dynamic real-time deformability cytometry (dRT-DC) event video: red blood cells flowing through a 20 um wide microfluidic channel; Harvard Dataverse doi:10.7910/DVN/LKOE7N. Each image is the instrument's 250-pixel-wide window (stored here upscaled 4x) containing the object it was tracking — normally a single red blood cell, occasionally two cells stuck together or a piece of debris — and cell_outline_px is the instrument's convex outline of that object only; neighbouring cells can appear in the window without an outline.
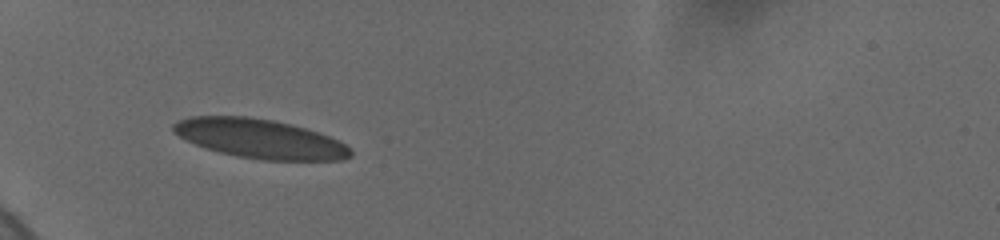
{"species": "human", "species_latin": "Homo sapiens", "temperature_condition": "cold", "stored_images_in_passage": 22, "camera_frame_rate_fps": 3000, "um_per_image_px": 0.085, "donor": {"sex": "female"}, "frame": {"image": 1, "passage_image": 1, "time_ms": 0.0, "image_size_px": [1000, 240], "cell_outline_px": [[352, 156], [344, 160], [264, 160], [236, 156], [204, 148], [172, 132], [172, 124], [180, 120], [192, 116], [248, 116], [272, 120], [292, 124], [328, 136], [352, 148]], "centroid_in_image_um": [22.09, 11.79], "position_along_channel_um": 62.9, "area_um2": 40.34}}
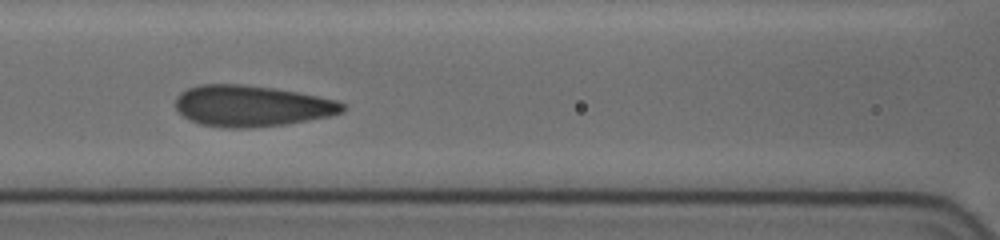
{"frame": {"image": 2, "passage_image": 16, "time_ms": 2.667, "image_size_px": [1000, 240], "cell_outline_px": [[348, 108], [344, 112], [328, 116], [288, 124], [248, 128], [224, 128], [200, 124], [184, 116], [176, 108], [176, 96], [180, 92], [188, 88], [200, 84], [244, 84], [276, 88], [336, 100], [344, 104]], "centroid_in_image_um": [21.39, 9.0], "position_along_channel_um": 145.2, "area_um2": 40.17}}
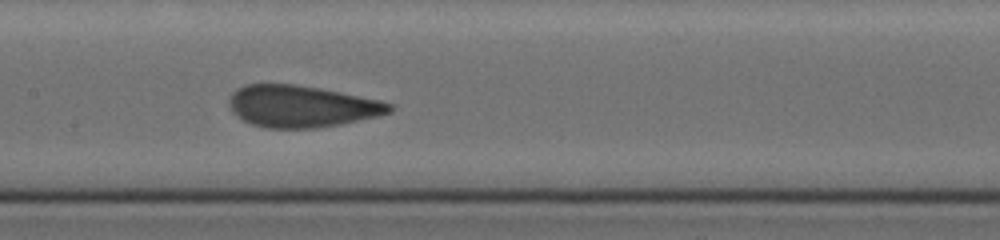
{"frame": {"image": 3, "passage_image": 21, "time_ms": 3.667, "image_size_px": [1000, 240], "cell_outline_px": [[392, 112], [376, 116], [340, 124], [316, 128], [268, 128], [252, 124], [236, 116], [232, 112], [228, 100], [232, 92], [236, 88], [244, 84], [296, 84], [320, 88], [380, 100], [392, 104]], "centroid_in_image_um": [25.59, 9.03], "position_along_channel_um": 181.8, "area_um2": 39.02}}